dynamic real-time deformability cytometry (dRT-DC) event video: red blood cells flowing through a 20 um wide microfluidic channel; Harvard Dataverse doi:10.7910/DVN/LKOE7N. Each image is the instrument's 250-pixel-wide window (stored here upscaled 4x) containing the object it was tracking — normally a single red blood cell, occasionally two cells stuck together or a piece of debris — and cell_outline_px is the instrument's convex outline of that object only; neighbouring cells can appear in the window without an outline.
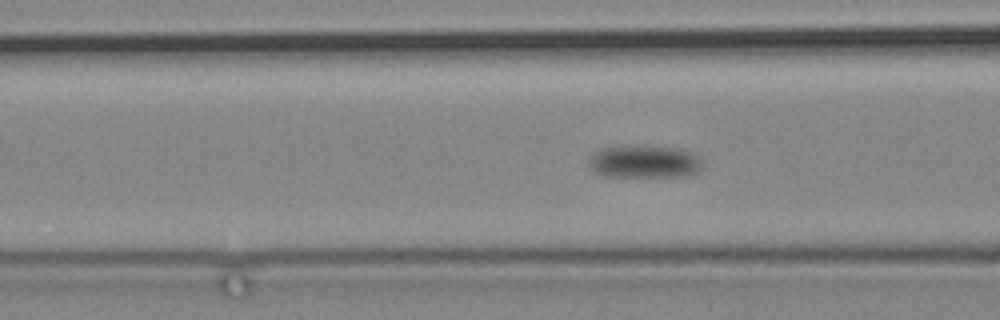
{"species": "common noctule bat (a hibernating species)", "species_latin": "Nyctalus noctula", "temperature_condition": "cold", "stored_images_in_passage": 80, "camera_frame_rate_fps": 3000, "um_per_image_px": 0.085, "animal": {"sex": "male", "body_mass_g": 19.2, "forearm_length_mm": 51.8}, "frame": {"image": 1, "passage_image": 31, "time_ms": 10.0, "image_size_px": [1000, 320], "cell_outline_px": [[700, 168], [696, 172], [688, 176], [600, 176], [588, 164], [588, 160], [596, 152], [604, 148], [616, 144], [624, 144], [680, 148], [692, 152], [700, 160]], "centroid_in_image_um": [54.73, 13.71], "position_along_channel_um": 111.9, "area_um2": 21.85}}
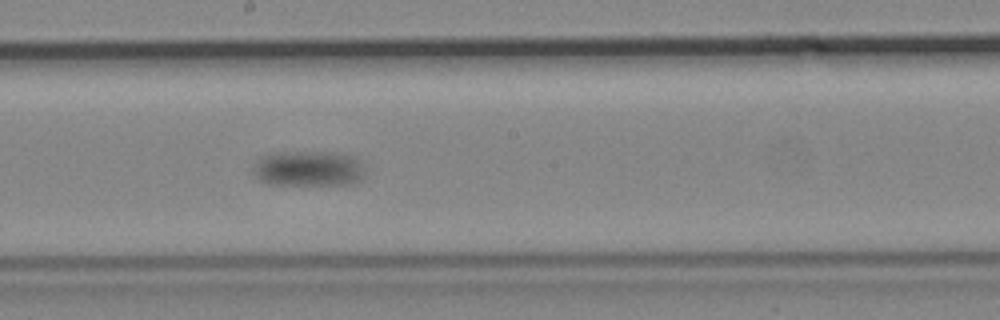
{"frame": {"image": 2, "passage_image": 44, "time_ms": 14.333, "image_size_px": [1000, 320], "cell_outline_px": [[364, 176], [356, 184], [268, 184], [260, 180], [252, 172], [252, 168], [256, 160], [260, 156], [272, 152], [336, 152], [356, 156], [364, 172]], "centroid_in_image_um": [26.19, 14.31], "position_along_channel_um": 222.0, "area_um2": 23.41}}
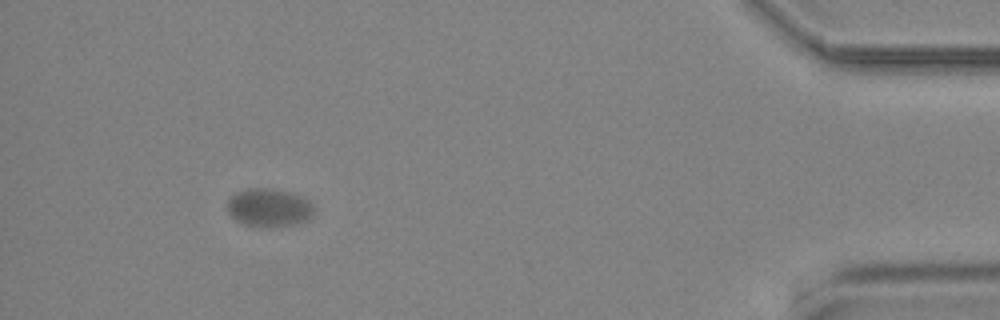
{"frame": {"image": 3, "passage_image": 74, "time_ms": 24.333, "image_size_px": [1000, 320], "cell_outline_px": [[312, 212], [304, 220], [296, 224], [272, 228], [260, 228], [240, 224], [228, 212], [228, 200], [236, 192], [248, 188], [272, 188], [300, 196], [308, 200], [312, 204]], "centroid_in_image_um": [22.8, 17.67], "position_along_channel_um": 412.4, "area_um2": 19.31}}